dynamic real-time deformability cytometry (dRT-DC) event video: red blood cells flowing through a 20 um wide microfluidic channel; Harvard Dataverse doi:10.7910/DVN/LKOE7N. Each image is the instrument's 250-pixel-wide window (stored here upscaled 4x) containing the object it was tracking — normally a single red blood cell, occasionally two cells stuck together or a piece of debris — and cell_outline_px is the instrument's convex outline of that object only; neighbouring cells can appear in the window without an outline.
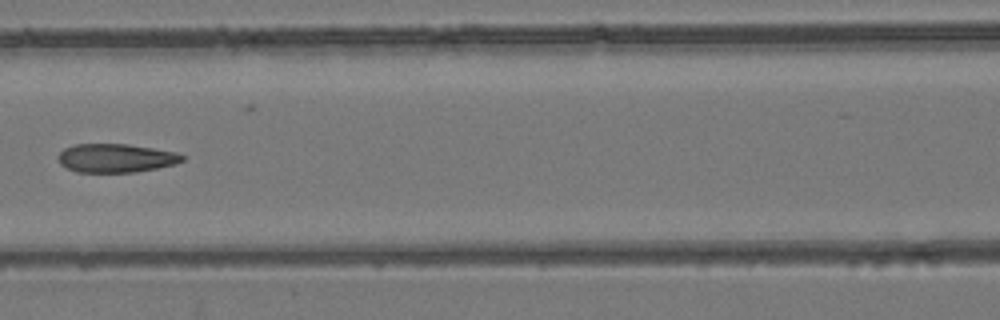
{"species": "common noctule bat (a hibernating species)", "species_latin": "Nyctalus noctula", "temperature_condition": "room temperature", "stored_images_in_passage": 7, "camera_frame_rate_fps": 3000, "um_per_image_px": 0.085, "animal": {"sex": "female", "body_mass_g": 24.6, "forearm_length_mm": 56.2}, "frame": {"image": 1, "passage_image": 7, "time_ms": 6.667, "image_size_px": [1000, 320], "cell_outline_px": [[184, 160], [176, 164], [136, 172], [76, 172], [60, 164], [56, 156], [64, 148], [76, 144], [128, 144], [176, 152], [184, 156]], "centroid_in_image_um": [9.83, 13.44], "position_along_channel_um": 156.8, "area_um2": 20.75}}